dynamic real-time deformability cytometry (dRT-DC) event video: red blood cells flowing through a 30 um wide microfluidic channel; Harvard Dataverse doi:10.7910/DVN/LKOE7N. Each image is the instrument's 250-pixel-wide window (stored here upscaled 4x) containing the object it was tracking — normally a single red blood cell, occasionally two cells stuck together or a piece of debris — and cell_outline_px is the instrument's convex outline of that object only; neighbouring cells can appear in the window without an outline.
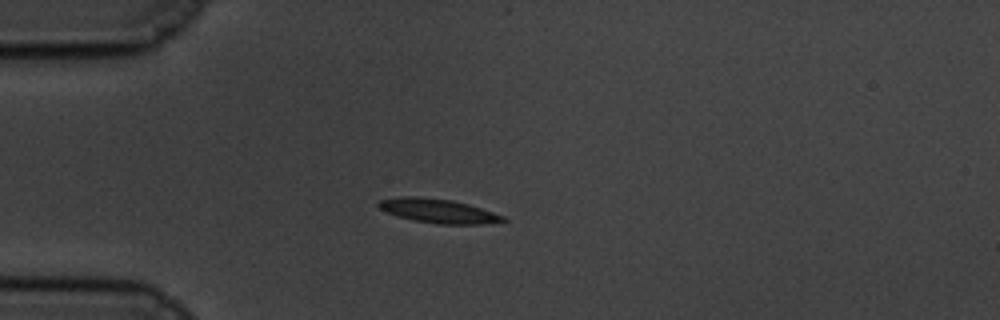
{"species": "common noctule bat (a hibernating species)", "species_latin": "Nyctalus noctula", "temperature_condition": "cold", "stored_images_in_passage": 58, "camera_frame_rate_fps": 3000, "um_per_image_px": 0.085, "animal": {"sex": "male", "body_mass_g": 19.5, "forearm_length_mm": 54.6}, "frame": {"image": 1, "passage_image": 15, "time_ms": 4.667, "image_size_px": [1000, 320], "cell_outline_px": [[508, 220], [484, 224], [436, 224], [412, 220], [396, 216], [380, 208], [376, 204], [380, 200], [400, 196], [416, 196], [452, 200], [468, 204], [504, 216]], "centroid_in_image_um": [37.22, 17.93], "position_along_channel_um": 47.8, "area_um2": 17.46}}
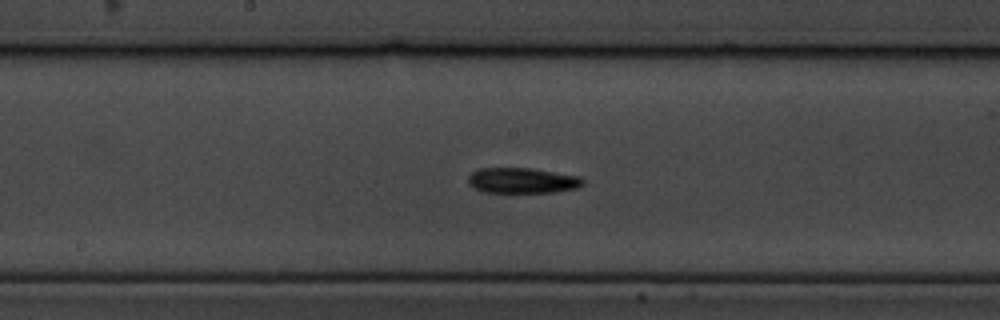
{"frame": {"image": 2, "passage_image": 30, "time_ms": 9.667, "image_size_px": [1000, 320], "cell_outline_px": [[584, 184], [576, 188], [556, 192], [484, 192], [468, 184], [468, 176], [476, 168], [532, 168], [580, 176], [584, 180]], "centroid_in_image_um": [44.4, 15.33], "position_along_channel_um": 203.8, "area_um2": 17.11}}
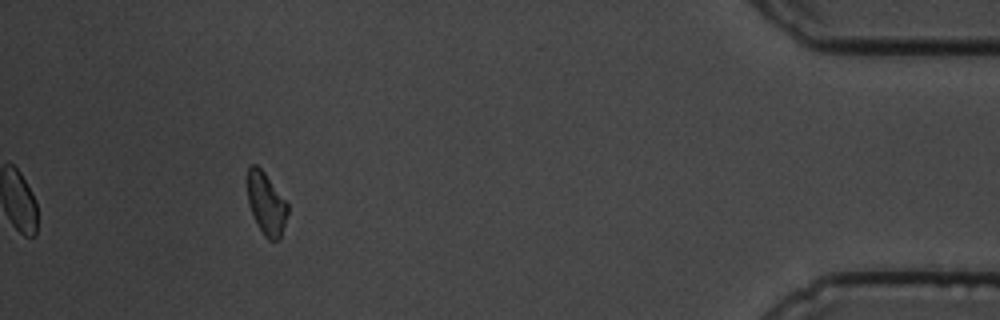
{"frame": {"image": 3, "passage_image": 53, "time_ms": 17.333, "image_size_px": [1000, 320], "cell_outline_px": [[288, 212], [280, 240], [268, 240], [264, 236], [252, 212], [248, 200], [248, 164], [256, 164], [264, 172], [288, 204]], "centroid_in_image_um": [22.64, 17.31], "position_along_channel_um": 412.6, "area_um2": 14.33}}